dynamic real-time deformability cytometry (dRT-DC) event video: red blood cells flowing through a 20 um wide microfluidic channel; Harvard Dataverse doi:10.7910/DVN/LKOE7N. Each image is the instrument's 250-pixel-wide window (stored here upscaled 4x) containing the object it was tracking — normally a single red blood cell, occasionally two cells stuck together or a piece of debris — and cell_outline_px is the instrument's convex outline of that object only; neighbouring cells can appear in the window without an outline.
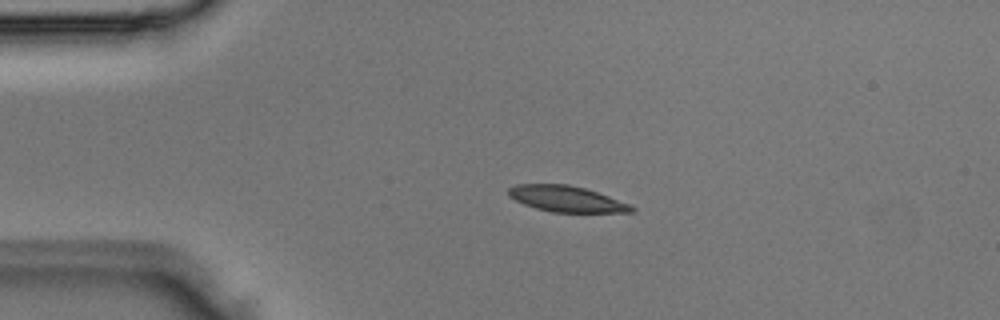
{"species": "Egyptian fruit bat (a non-hibernating species)", "species_latin": "Rousettus aegyptiacus", "temperature_condition": "room temperature", "stored_images_in_passage": 3, "camera_frame_rate_fps": 3000, "um_per_image_px": 0.085, "animal": {"sex": "male"}, "frame": {"image": 1, "passage_image": 3, "time_ms": 0.667, "image_size_px": [1000, 320], "cell_outline_px": [[636, 212], [552, 212], [536, 208], [524, 204], [508, 196], [508, 188], [516, 184], [568, 184], [584, 188], [608, 196], [628, 204], [636, 208]], "centroid_in_image_um": [48.13, 16.9], "position_along_channel_um": 36.9, "area_um2": 18.44}}